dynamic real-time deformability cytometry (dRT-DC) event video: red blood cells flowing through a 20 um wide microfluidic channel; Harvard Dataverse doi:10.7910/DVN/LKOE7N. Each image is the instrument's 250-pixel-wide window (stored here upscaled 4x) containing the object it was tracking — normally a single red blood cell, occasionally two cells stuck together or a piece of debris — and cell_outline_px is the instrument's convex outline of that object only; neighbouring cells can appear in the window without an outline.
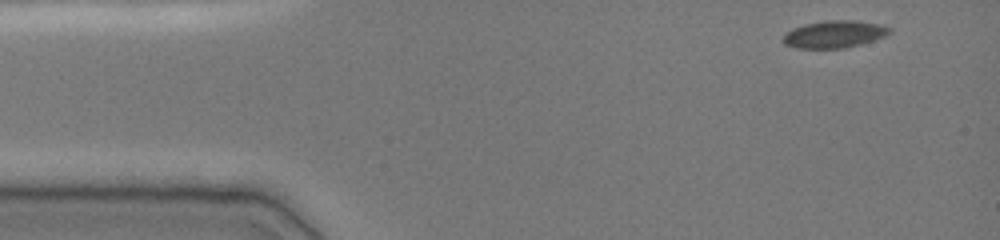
{"species": "common noctule bat (a hibernating species)", "species_latin": "Nyctalus noctula", "temperature_condition": "cold", "stored_images_in_passage": 41, "camera_frame_rate_fps": 3000, "um_per_image_px": 0.085, "animal": {"sex": "female", "body_mass_g": 19.0, "forearm_length_mm": 51.5}, "frame": {"image": 1, "passage_image": 1, "time_ms": 0.0, "image_size_px": [1000, 240], "cell_outline_px": [[892, 32], [884, 36], [860, 44], [844, 48], [796, 48], [784, 44], [784, 36], [792, 28], [804, 24], [824, 20], [856, 20], [880, 24], [892, 28]], "centroid_in_image_um": [70.93, 2.89], "position_along_channel_um": 14.1, "area_um2": 16.88}}
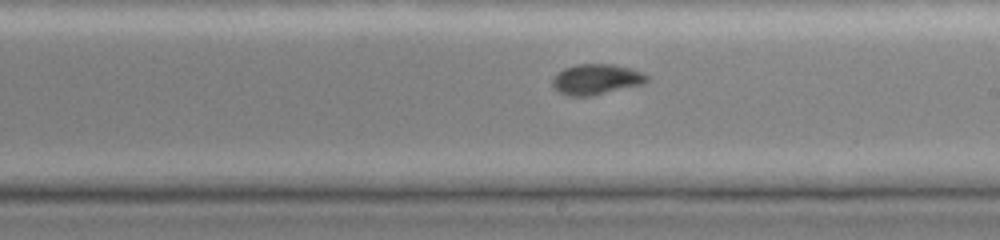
{"frame": {"image": 2, "passage_image": 25, "time_ms": 8.0, "image_size_px": [1000, 240], "cell_outline_px": [[648, 80], [644, 84], [592, 96], [568, 96], [560, 92], [552, 84], [552, 80], [556, 72], [564, 68], [576, 64], [616, 64], [632, 68], [644, 72], [648, 76]], "centroid_in_image_um": [50.71, 6.73], "position_along_channel_um": 238.3, "area_um2": 17.05}}
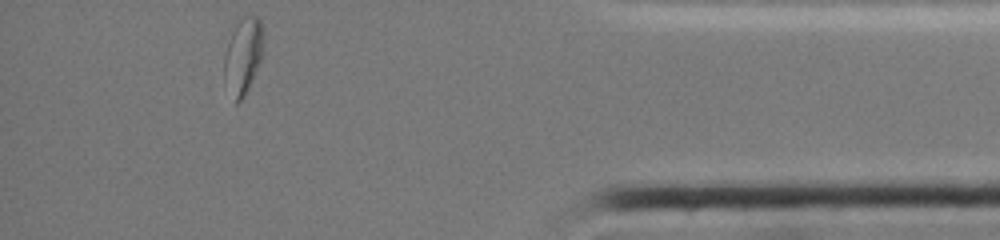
{"frame": {"image": 3, "passage_image": 41, "time_ms": 13.333, "image_size_px": [1000, 240], "cell_outline_px": [[264, 56], [244, 96], [236, 104], [224, 80], [224, 52], [232, 32], [236, 24], [244, 16], [256, 16], [260, 20], [264, 32]], "centroid_in_image_um": [20.69, 4.73], "position_along_channel_um": 414.5, "area_um2": 17.69}, "authors_computed_cell_mechanics": {"area_um2": 17.1088, "velocity_mm_per_s": 3.8962, "shape_relaxation_time_tau1_ms": 11.0056, "shape_relaxation_time_tau2_ms": 0.8251, "deformation_change_tau1": 0.2533, "deformation_change_tau2": 0.0423}}